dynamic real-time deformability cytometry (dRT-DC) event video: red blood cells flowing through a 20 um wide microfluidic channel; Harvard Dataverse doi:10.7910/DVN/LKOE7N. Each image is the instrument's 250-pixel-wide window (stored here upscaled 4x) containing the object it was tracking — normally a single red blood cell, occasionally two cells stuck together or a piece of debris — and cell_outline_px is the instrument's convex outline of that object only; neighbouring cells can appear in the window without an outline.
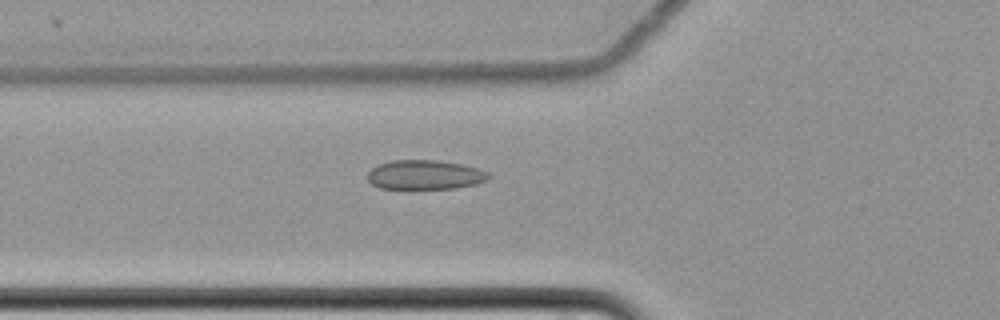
{"species": "common noctule bat (a hibernating species)", "species_latin": "Nyctalus noctula", "temperature_condition": "cold", "stored_images_in_passage": 60, "camera_frame_rate_fps": 3000, "um_per_image_px": 0.085, "animal": {"sex": "female", "body_mass_g": 22.7, "forearm_length_mm": 54.2}, "frame": {"image": 1, "passage_image": 23, "time_ms": 7.333, "image_size_px": [1000, 320], "cell_outline_px": [[492, 176], [488, 180], [476, 184], [456, 188], [380, 188], [372, 184], [368, 180], [368, 172], [372, 168], [380, 164], [392, 160], [436, 160], [464, 164], [480, 168], [488, 172]], "centroid_in_image_um": [36.18, 14.85], "position_along_channel_um": 89.6, "area_um2": 20.81}}
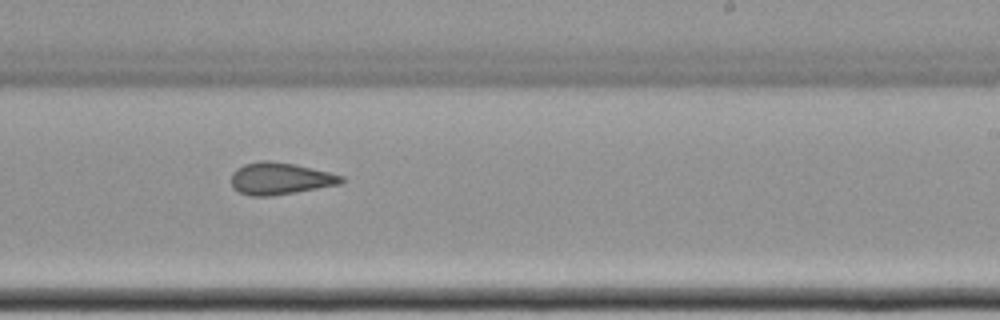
{"frame": {"image": 2, "passage_image": 38, "time_ms": 12.333, "image_size_px": [1000, 320], "cell_outline_px": [[344, 180], [340, 184], [272, 196], [252, 196], [240, 192], [232, 188], [232, 172], [236, 168], [244, 164], [260, 160], [268, 160], [296, 164], [344, 176]], "centroid_in_image_um": [23.78, 15.17], "position_along_channel_um": 265.2, "area_um2": 20.52}}
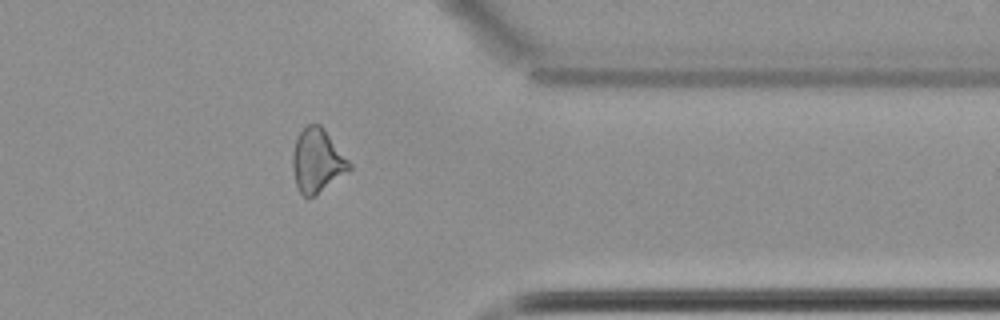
{"frame": {"image": 3, "passage_image": 49, "time_ms": 16.0, "image_size_px": [1000, 320], "cell_outline_px": [[352, 168], [316, 196], [304, 196], [300, 192], [296, 184], [292, 168], [292, 152], [296, 136], [308, 124], [320, 124], [324, 128], [352, 164]], "centroid_in_image_um": [26.96, 13.65], "position_along_channel_um": 384.4, "area_um2": 21.1}, "authors_computed_cell_mechanics": {"area_um2": 21.5305, "velocity_mm_per_s": 3.5062, "shape_relaxation_time_tau1_ms": null, "shape_relaxation_time_tau2_ms": 2.4254, "deformation_change_tau1": null, "deformation_change_tau2": 0.0961}}